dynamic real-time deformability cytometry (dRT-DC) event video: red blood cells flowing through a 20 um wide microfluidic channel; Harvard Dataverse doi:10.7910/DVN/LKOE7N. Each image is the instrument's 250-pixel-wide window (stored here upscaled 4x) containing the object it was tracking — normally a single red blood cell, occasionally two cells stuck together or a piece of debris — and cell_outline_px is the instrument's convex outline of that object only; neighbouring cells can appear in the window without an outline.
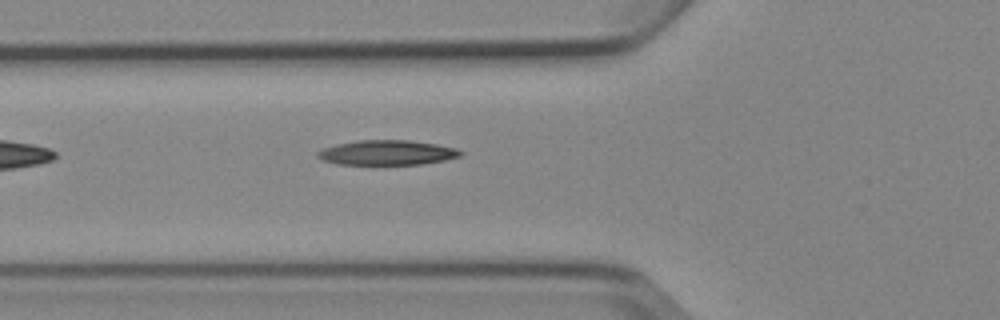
{"species": "Egyptian fruit bat (a non-hibernating species)", "species_latin": "Rousettus aegyptiacus", "temperature_condition": "cold", "stored_images_in_passage": 2, "camera_frame_rate_fps": 3000, "um_per_image_px": 0.085, "animal": {"sex": "female"}, "frame": {"image": 1, "passage_image": 2, "time_ms": 1.333, "image_size_px": [1000, 320], "cell_outline_px": [[464, 152], [460, 156], [444, 160], [420, 164], [336, 164], [324, 160], [316, 156], [316, 152], [324, 148], [336, 144], [356, 140], [408, 140], [436, 144], [456, 148]], "centroid_in_image_um": [32.88, 12.97], "position_along_channel_um": 92.9, "area_um2": 20.58}}